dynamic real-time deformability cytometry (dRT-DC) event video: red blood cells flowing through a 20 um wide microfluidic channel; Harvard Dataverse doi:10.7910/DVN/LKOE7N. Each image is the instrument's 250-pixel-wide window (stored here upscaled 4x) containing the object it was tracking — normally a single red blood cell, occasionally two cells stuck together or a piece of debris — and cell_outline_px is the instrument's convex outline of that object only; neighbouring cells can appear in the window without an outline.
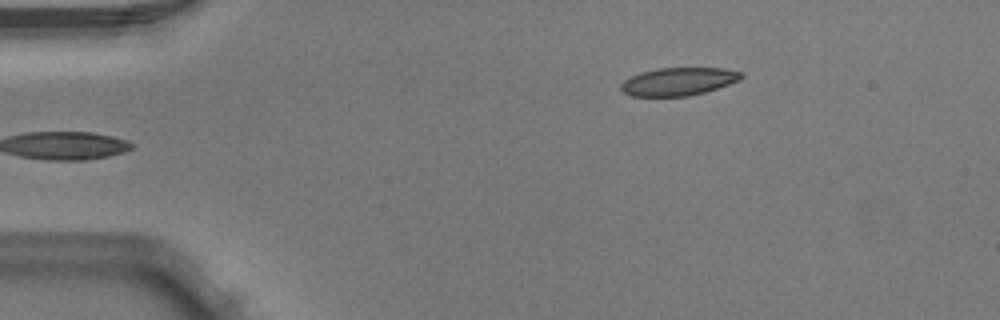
{"species": "Egyptian fruit bat (a non-hibernating species)", "species_latin": "Rousettus aegyptiacus", "temperature_condition": "warm", "stored_images_in_passage": 5, "camera_frame_rate_fps": 3000, "um_per_image_px": 0.085, "animal": {"sex": "male"}, "frame": {"image": 1, "passage_image": 5, "time_ms": 1.333, "image_size_px": [1000, 320], "cell_outline_px": [[744, 76], [740, 80], [704, 92], [688, 96], [632, 96], [624, 92], [620, 88], [620, 84], [624, 80], [640, 72], [656, 68], [724, 68], [744, 72]], "centroid_in_image_um": [57.68, 6.92], "position_along_channel_um": 27.3, "area_um2": 19.59}}